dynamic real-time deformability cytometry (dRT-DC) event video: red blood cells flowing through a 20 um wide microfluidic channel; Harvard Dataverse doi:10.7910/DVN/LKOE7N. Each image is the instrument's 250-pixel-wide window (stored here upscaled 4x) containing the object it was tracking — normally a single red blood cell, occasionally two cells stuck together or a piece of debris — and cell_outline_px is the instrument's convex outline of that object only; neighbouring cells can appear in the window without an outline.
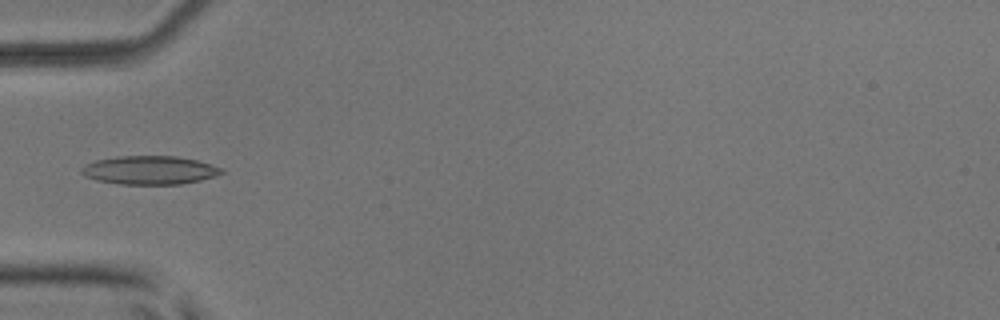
{"species": "common noctule bat (a hibernating species)", "species_latin": "Nyctalus noctula", "temperature_condition": "room temperature", "stored_images_in_passage": 5, "camera_frame_rate_fps": 3000, "um_per_image_px": 0.085, "animal": {"sex": "male", "body_mass_g": 17.9, "forearm_length_mm": 54.2}, "frame": {"image": 1, "passage_image": 4, "time_ms": 4.667, "image_size_px": [1000, 320], "cell_outline_px": [[224, 172], [216, 176], [200, 180], [180, 184], [120, 184], [96, 180], [84, 176], [80, 172], [80, 168], [96, 160], [120, 156], [176, 156], [196, 160], [224, 168]], "centroid_in_image_um": [12.73, 14.46], "position_along_channel_um": 72.3, "area_um2": 23.24}}
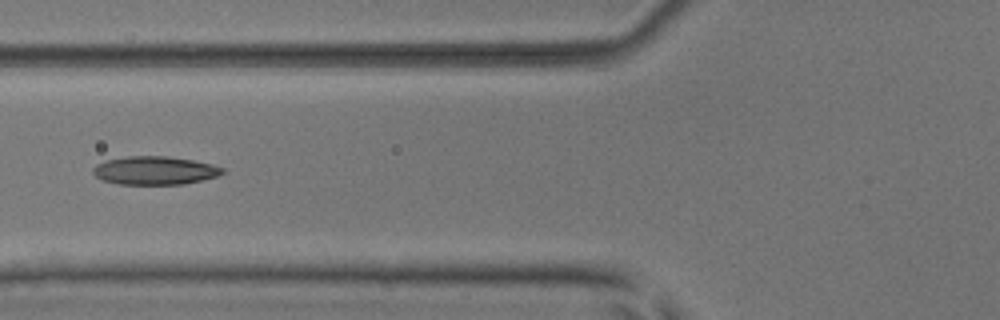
{"frame": {"image": 2, "passage_image": 5, "time_ms": 5.667, "image_size_px": [1000, 320], "cell_outline_px": [[228, 172], [216, 176], [184, 184], [116, 184], [104, 180], [96, 176], [92, 172], [92, 168], [96, 164], [108, 160], [128, 156], [168, 156], [192, 160], [212, 164], [224, 168]], "centroid_in_image_um": [13.17, 14.49], "position_along_channel_um": 112.6, "area_um2": 21.33}}